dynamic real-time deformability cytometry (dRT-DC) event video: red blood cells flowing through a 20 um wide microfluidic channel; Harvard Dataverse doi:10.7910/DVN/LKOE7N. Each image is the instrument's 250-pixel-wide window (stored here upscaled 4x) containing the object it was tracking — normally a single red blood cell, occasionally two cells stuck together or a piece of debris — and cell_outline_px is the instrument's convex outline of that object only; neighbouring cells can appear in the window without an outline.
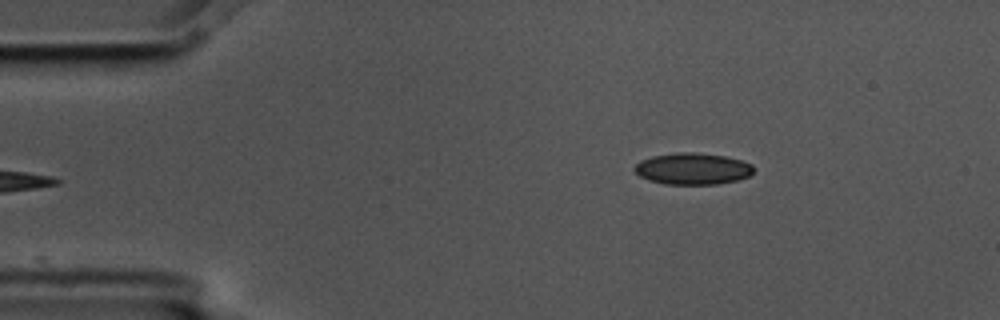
{"species": "common noctule bat (a hibernating species)", "species_latin": "Nyctalus noctula", "temperature_condition": "cold", "stored_images_in_passage": 5, "camera_frame_rate_fps": 3000, "um_per_image_px": 0.085, "animal": {"sex": "male", "body_mass_g": 17.5, "forearm_length_mm": 52.3}, "frame": {"image": 1, "passage_image": 5, "time_ms": 1.333, "image_size_px": [1000, 320], "cell_outline_px": [[752, 172], [748, 176], [740, 180], [716, 184], [664, 184], [648, 180], [640, 176], [632, 168], [640, 160], [652, 156], [676, 152], [692, 152], [724, 156], [740, 160], [752, 164]], "centroid_in_image_um": [58.84, 14.34], "position_along_channel_um": 26.2, "area_um2": 21.91}}